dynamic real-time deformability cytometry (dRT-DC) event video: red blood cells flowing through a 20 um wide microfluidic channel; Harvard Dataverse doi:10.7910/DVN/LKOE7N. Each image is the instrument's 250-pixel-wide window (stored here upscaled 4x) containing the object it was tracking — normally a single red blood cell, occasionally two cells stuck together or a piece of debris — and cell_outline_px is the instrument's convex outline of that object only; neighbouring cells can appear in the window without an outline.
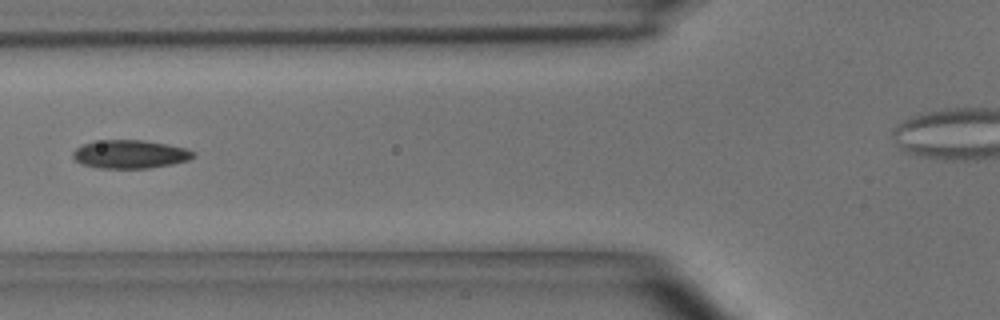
{"species": "common noctule bat (a hibernating species)", "species_latin": "Nyctalus noctula", "temperature_condition": "room temperature", "stored_images_in_passage": 6, "camera_frame_rate_fps": 3000, "um_per_image_px": 0.085, "animal": {"sex": "male", "body_mass_g": 15.6}, "frame": {"image": 1, "passage_image": 5, "time_ms": 1.333, "image_size_px": [1000, 320], "cell_outline_px": [[196, 156], [188, 160], [172, 164], [148, 168], [96, 168], [80, 164], [72, 156], [72, 152], [76, 148], [84, 144], [104, 140], [144, 140], [184, 148], [196, 152]], "centroid_in_image_um": [11.04, 13.12], "position_along_channel_um": 114.8, "area_um2": 19.83}}